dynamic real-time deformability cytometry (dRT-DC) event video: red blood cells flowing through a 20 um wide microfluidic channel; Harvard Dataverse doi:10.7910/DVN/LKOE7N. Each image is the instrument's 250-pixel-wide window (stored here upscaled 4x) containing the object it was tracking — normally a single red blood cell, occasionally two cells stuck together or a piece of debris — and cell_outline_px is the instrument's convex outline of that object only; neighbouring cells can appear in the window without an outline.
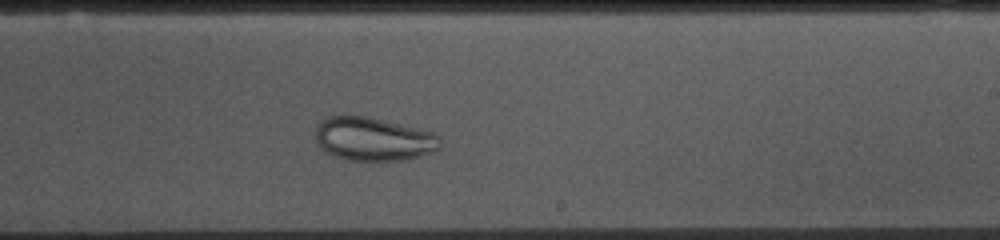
{"species": "common noctule bat (a hibernating species)", "species_latin": "Nyctalus noctula", "temperature_condition": "cold", "stored_images_in_passage": 38, "camera_frame_rate_fps": 3000, "um_per_image_px": 0.085, "animal": {"sex": "female", "body_mass_g": 10.0, "forearm_length_mm": 53.1}, "frame": {"image": 1, "passage_image": 26, "time_ms": 8.333, "image_size_px": [1000, 240], "cell_outline_px": [[440, 148], [432, 152], [420, 156], [404, 160], [344, 160], [324, 152], [320, 148], [316, 140], [316, 124], [320, 120], [328, 116], [368, 116], [436, 132], [440, 136]], "centroid_in_image_um": [31.73, 11.81], "position_along_channel_um": 257.3, "area_um2": 32.02}}
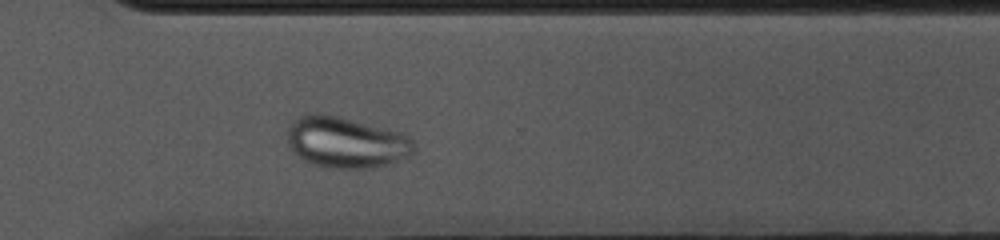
{"frame": {"image": 2, "passage_image": 33, "time_ms": 10.667, "image_size_px": [1000, 240], "cell_outline_px": [[416, 152], [408, 156], [372, 168], [328, 168], [304, 160], [288, 144], [288, 124], [300, 116], [308, 112], [316, 112], [340, 116], [404, 132], [412, 140], [416, 148]], "centroid_in_image_um": [29.44, 12.06], "position_along_channel_um": 341.2, "area_um2": 37.86}}
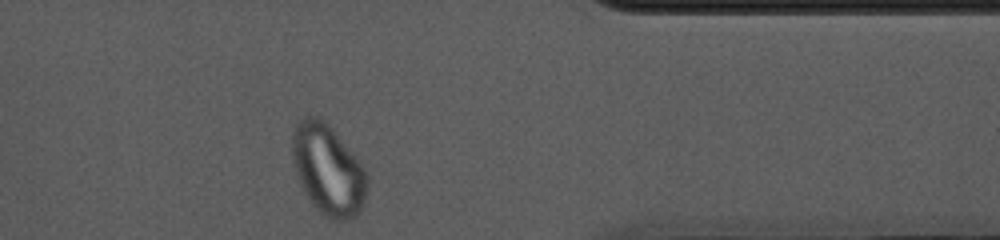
{"frame": {"image": 3, "passage_image": 38, "time_ms": 12.333, "image_size_px": [1000, 240], "cell_outline_px": [[368, 192], [360, 212], [356, 216], [344, 220], [332, 220], [324, 216], [312, 204], [304, 192], [300, 184], [292, 160], [292, 132], [296, 124], [304, 116], [320, 116], [332, 128], [360, 160], [368, 172]], "centroid_in_image_um": [27.91, 14.42], "position_along_channel_um": 383.5, "area_um2": 40.11}}